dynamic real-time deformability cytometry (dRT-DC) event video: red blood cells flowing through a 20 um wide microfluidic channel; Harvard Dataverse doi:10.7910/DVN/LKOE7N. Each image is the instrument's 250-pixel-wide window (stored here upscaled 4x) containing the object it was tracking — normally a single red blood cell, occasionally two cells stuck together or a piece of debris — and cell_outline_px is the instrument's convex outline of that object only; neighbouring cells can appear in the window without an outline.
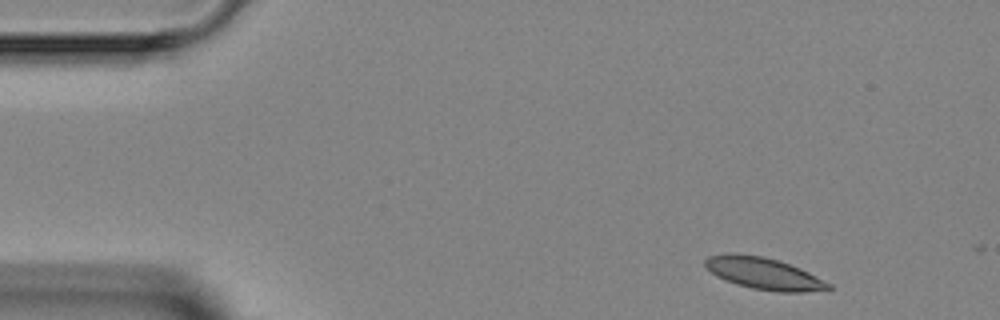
{"species": "Egyptian fruit bat (a non-hibernating species)", "species_latin": "Rousettus aegyptiacus", "temperature_condition": "room temperature", "stored_images_in_passage": 3, "camera_frame_rate_fps": 3000, "um_per_image_px": 0.085, "animal": {"sex": "female"}, "frame": {"image": 1, "passage_image": 1, "time_ms": 0.0, "image_size_px": [1000, 320], "cell_outline_px": [[832, 288], [828, 292], [776, 292], [752, 288], [736, 284], [716, 276], [704, 264], [704, 260], [708, 256], [728, 252], [736, 252], [764, 256], [800, 268], [832, 284]], "centroid_in_image_um": [64.96, 23.25], "position_along_channel_um": 20.0, "area_um2": 23.24}}